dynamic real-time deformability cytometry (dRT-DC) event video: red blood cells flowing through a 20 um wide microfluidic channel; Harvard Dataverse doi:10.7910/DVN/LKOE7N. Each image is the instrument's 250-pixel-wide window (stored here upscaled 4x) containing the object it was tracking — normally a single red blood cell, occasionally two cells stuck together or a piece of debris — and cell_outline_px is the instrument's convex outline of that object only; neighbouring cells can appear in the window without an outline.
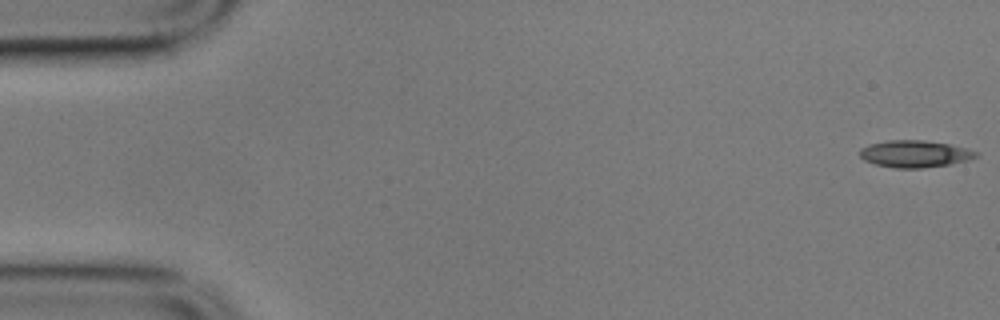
{"species": "common noctule bat (a hibernating species)", "species_latin": "Nyctalus noctula", "temperature_condition": "cold", "stored_images_in_passage": 51, "camera_frame_rate_fps": 3000, "um_per_image_px": 0.085, "animal": {"sex": "male", "body_mass_g": 17.9}, "frame": {"image": 1, "passage_image": 1, "time_ms": 0.0, "image_size_px": [1000, 320], "cell_outline_px": [[980, 152], [976, 156], [964, 160], [948, 164], [924, 168], [896, 168], [876, 164], [864, 160], [860, 156], [860, 148], [868, 144], [888, 140], [924, 140], [948, 144]], "centroid_in_image_um": [77.7, 13.07], "position_along_channel_um": 7.3, "area_um2": 18.03}}
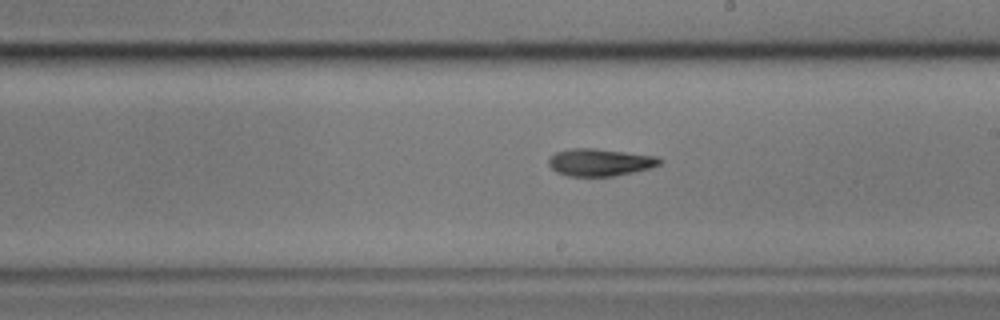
{"frame": {"image": 2, "passage_image": 32, "time_ms": 10.333, "image_size_px": [1000, 320], "cell_outline_px": [[664, 160], [660, 164], [652, 168], [636, 172], [612, 176], [568, 176], [556, 172], [548, 164], [548, 160], [556, 152], [572, 148], [596, 148], [656, 156]], "centroid_in_image_um": [51.03, 13.8], "position_along_channel_um": 238.0, "area_um2": 17.8}}
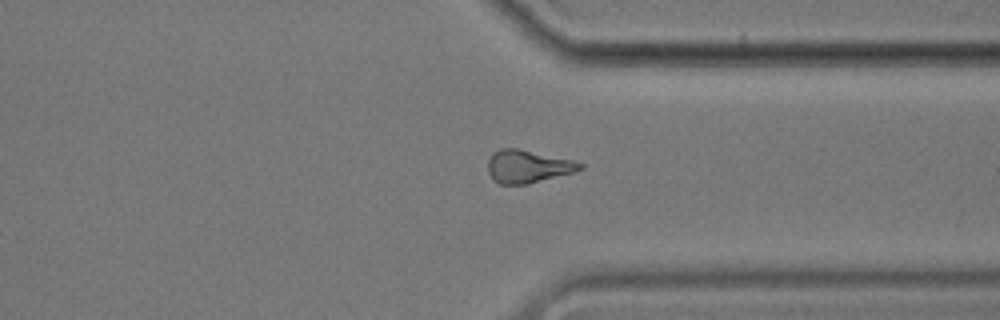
{"frame": {"image": 3, "passage_image": 43, "time_ms": 14.0, "image_size_px": [1000, 320], "cell_outline_px": [[584, 168], [572, 172], [528, 184], [500, 184], [488, 172], [488, 160], [492, 152], [500, 148], [520, 148], [572, 160], [584, 164]], "centroid_in_image_um": [44.85, 14.12], "position_along_channel_um": 366.6, "area_um2": 17.51}, "authors_computed_cell_mechanics": {"area_um2": 17.918, "velocity_mm_per_s": 3.5204, "shape_relaxation_time_tau1_ms": 3.8777, "shape_relaxation_time_tau2_ms": 5.0945, "deformation_change_tau1": 0.128, "deformation_change_tau2": 0.1323}}